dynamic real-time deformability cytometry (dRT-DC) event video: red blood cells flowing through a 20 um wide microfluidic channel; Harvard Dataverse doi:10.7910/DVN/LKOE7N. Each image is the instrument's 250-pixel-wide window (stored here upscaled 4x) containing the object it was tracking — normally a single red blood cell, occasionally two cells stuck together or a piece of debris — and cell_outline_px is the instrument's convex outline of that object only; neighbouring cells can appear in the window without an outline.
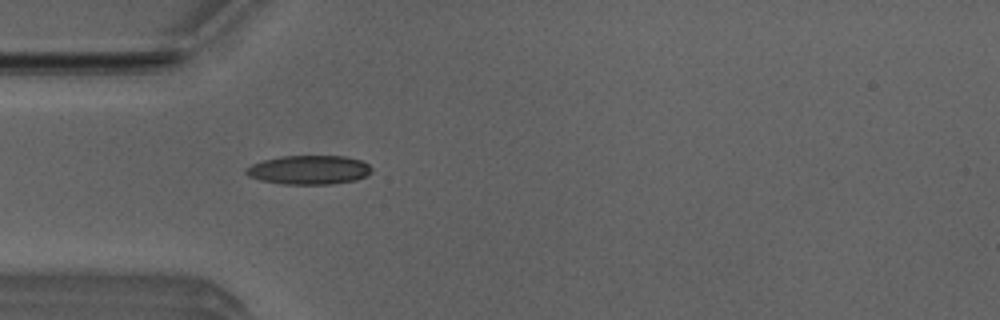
{"species": "Egyptian fruit bat (a non-hibernating species)", "species_latin": "Rousettus aegyptiacus", "temperature_condition": "room temperature", "stored_images_in_passage": 4, "camera_frame_rate_fps": 3000, "um_per_image_px": 0.085, "animal": {"sex": "male"}, "frame": {"image": 1, "passage_image": 4, "time_ms": 1.0, "image_size_px": [1000, 320], "cell_outline_px": [[372, 172], [368, 176], [356, 180], [332, 184], [280, 184], [260, 180], [248, 176], [244, 172], [244, 168], [252, 164], [264, 160], [280, 156], [344, 156], [360, 160], [368, 164], [372, 168]], "centroid_in_image_um": [26.26, 14.44], "position_along_channel_um": 58.7, "area_um2": 21.44}}